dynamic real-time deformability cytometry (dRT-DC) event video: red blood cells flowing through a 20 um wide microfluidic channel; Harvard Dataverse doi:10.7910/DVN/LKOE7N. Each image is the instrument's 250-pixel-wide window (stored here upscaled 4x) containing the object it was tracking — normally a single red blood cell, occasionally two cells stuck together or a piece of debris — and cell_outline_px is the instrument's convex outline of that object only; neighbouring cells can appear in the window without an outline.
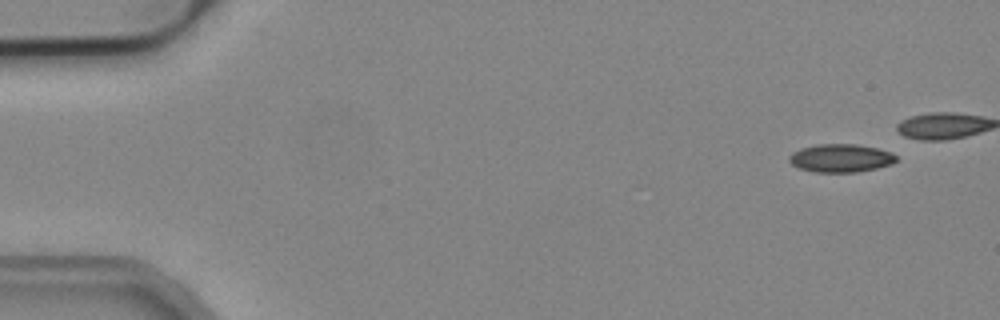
{"species": "common noctule bat (a hibernating species)", "species_latin": "Nyctalus noctula", "temperature_condition": "cold", "stored_images_in_passage": 8, "camera_frame_rate_fps": 3000, "um_per_image_px": 0.085, "animal": {"sex": "male", "body_mass_g": 19.2, "forearm_length_mm": 51.8}, "frame": {"image": 1, "passage_image": 1, "time_ms": 0.0, "image_size_px": [1000, 320], "cell_outline_px": [[896, 160], [892, 164], [876, 168], [856, 172], [816, 172], [800, 168], [792, 164], [788, 160], [788, 156], [792, 152], [800, 148], [816, 144], [856, 144], [876, 148], [892, 152], [896, 156]], "centroid_in_image_um": [71.44, 13.43], "position_along_channel_um": 13.6, "area_um2": 17.57}}
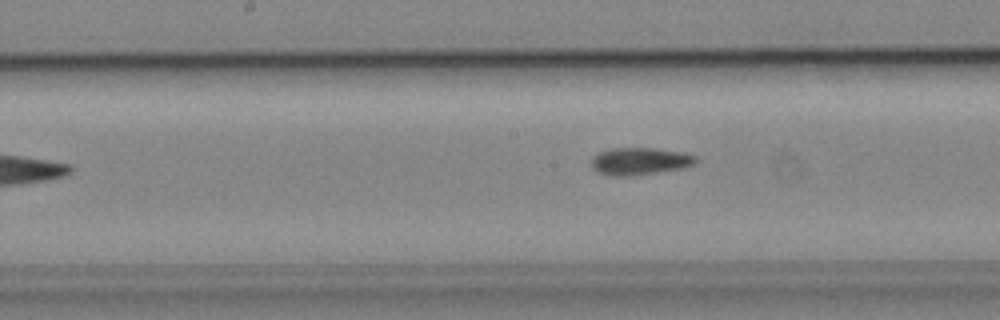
{"frame": {"image": 2, "passage_image": 8, "time_ms": 2.333, "image_size_px": [1000, 320], "cell_outline_px": [[696, 160], [692, 164], [680, 168], [632, 176], [612, 176], [600, 172], [592, 168], [592, 156], [600, 152], [612, 148], [652, 148], [680, 152], [696, 156]], "centroid_in_image_um": [54.33, 13.7], "position_along_channel_um": 193.9, "area_um2": 16.24}}